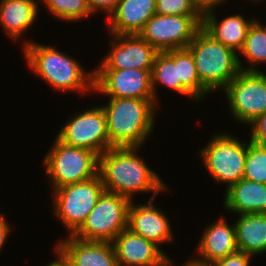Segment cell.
Listing matches in <instances>:
<instances>
[{
    "mask_svg": "<svg viewBox=\"0 0 266 266\" xmlns=\"http://www.w3.org/2000/svg\"><path fill=\"white\" fill-rule=\"evenodd\" d=\"M141 147H112L99 156L98 174L104 189L133 201L136 193H153L155 200L160 192L169 188L160 176L139 157Z\"/></svg>",
    "mask_w": 266,
    "mask_h": 266,
    "instance_id": "obj_1",
    "label": "cell"
},
{
    "mask_svg": "<svg viewBox=\"0 0 266 266\" xmlns=\"http://www.w3.org/2000/svg\"><path fill=\"white\" fill-rule=\"evenodd\" d=\"M22 52L28 68L58 92L86 94L94 90V70L86 71L79 59L60 52L53 46L33 40L23 43Z\"/></svg>",
    "mask_w": 266,
    "mask_h": 266,
    "instance_id": "obj_2",
    "label": "cell"
},
{
    "mask_svg": "<svg viewBox=\"0 0 266 266\" xmlns=\"http://www.w3.org/2000/svg\"><path fill=\"white\" fill-rule=\"evenodd\" d=\"M102 105L113 147H144L155 127V99L108 98Z\"/></svg>",
    "mask_w": 266,
    "mask_h": 266,
    "instance_id": "obj_3",
    "label": "cell"
},
{
    "mask_svg": "<svg viewBox=\"0 0 266 266\" xmlns=\"http://www.w3.org/2000/svg\"><path fill=\"white\" fill-rule=\"evenodd\" d=\"M200 82L212 93L223 90L240 72L239 55L216 41L202 27L187 47Z\"/></svg>",
    "mask_w": 266,
    "mask_h": 266,
    "instance_id": "obj_4",
    "label": "cell"
},
{
    "mask_svg": "<svg viewBox=\"0 0 266 266\" xmlns=\"http://www.w3.org/2000/svg\"><path fill=\"white\" fill-rule=\"evenodd\" d=\"M52 145L43 160L52 190L98 175L99 155L94 151L66 145L57 137Z\"/></svg>",
    "mask_w": 266,
    "mask_h": 266,
    "instance_id": "obj_5",
    "label": "cell"
},
{
    "mask_svg": "<svg viewBox=\"0 0 266 266\" xmlns=\"http://www.w3.org/2000/svg\"><path fill=\"white\" fill-rule=\"evenodd\" d=\"M198 153L212 179L225 183V190L243 179L247 142L239 140V137L217 132Z\"/></svg>",
    "mask_w": 266,
    "mask_h": 266,
    "instance_id": "obj_6",
    "label": "cell"
},
{
    "mask_svg": "<svg viewBox=\"0 0 266 266\" xmlns=\"http://www.w3.org/2000/svg\"><path fill=\"white\" fill-rule=\"evenodd\" d=\"M131 200L104 191L82 226L72 235L83 241L112 242L128 228V210Z\"/></svg>",
    "mask_w": 266,
    "mask_h": 266,
    "instance_id": "obj_7",
    "label": "cell"
},
{
    "mask_svg": "<svg viewBox=\"0 0 266 266\" xmlns=\"http://www.w3.org/2000/svg\"><path fill=\"white\" fill-rule=\"evenodd\" d=\"M104 191L99 174L89 180L54 189V215L67 228L68 236L82 226Z\"/></svg>",
    "mask_w": 266,
    "mask_h": 266,
    "instance_id": "obj_8",
    "label": "cell"
},
{
    "mask_svg": "<svg viewBox=\"0 0 266 266\" xmlns=\"http://www.w3.org/2000/svg\"><path fill=\"white\" fill-rule=\"evenodd\" d=\"M223 90L236 122L248 125L266 112V74L262 71L241 70Z\"/></svg>",
    "mask_w": 266,
    "mask_h": 266,
    "instance_id": "obj_9",
    "label": "cell"
},
{
    "mask_svg": "<svg viewBox=\"0 0 266 266\" xmlns=\"http://www.w3.org/2000/svg\"><path fill=\"white\" fill-rule=\"evenodd\" d=\"M203 15L155 14L138 35L158 52L187 48L202 27Z\"/></svg>",
    "mask_w": 266,
    "mask_h": 266,
    "instance_id": "obj_10",
    "label": "cell"
},
{
    "mask_svg": "<svg viewBox=\"0 0 266 266\" xmlns=\"http://www.w3.org/2000/svg\"><path fill=\"white\" fill-rule=\"evenodd\" d=\"M76 112L61 127L56 137L64 144L92 150L99 156L112 148L107 130V120L102 106Z\"/></svg>",
    "mask_w": 266,
    "mask_h": 266,
    "instance_id": "obj_11",
    "label": "cell"
},
{
    "mask_svg": "<svg viewBox=\"0 0 266 266\" xmlns=\"http://www.w3.org/2000/svg\"><path fill=\"white\" fill-rule=\"evenodd\" d=\"M94 91L111 98L155 99L151 72L135 68L94 70Z\"/></svg>",
    "mask_w": 266,
    "mask_h": 266,
    "instance_id": "obj_12",
    "label": "cell"
},
{
    "mask_svg": "<svg viewBox=\"0 0 266 266\" xmlns=\"http://www.w3.org/2000/svg\"><path fill=\"white\" fill-rule=\"evenodd\" d=\"M111 50L94 70L142 69L152 71L158 51L138 34L114 35Z\"/></svg>",
    "mask_w": 266,
    "mask_h": 266,
    "instance_id": "obj_13",
    "label": "cell"
},
{
    "mask_svg": "<svg viewBox=\"0 0 266 266\" xmlns=\"http://www.w3.org/2000/svg\"><path fill=\"white\" fill-rule=\"evenodd\" d=\"M152 201L154 200L139 205L131 202L128 210V229L161 247L163 243L172 242L175 234L172 233L165 212L154 206Z\"/></svg>",
    "mask_w": 266,
    "mask_h": 266,
    "instance_id": "obj_14",
    "label": "cell"
},
{
    "mask_svg": "<svg viewBox=\"0 0 266 266\" xmlns=\"http://www.w3.org/2000/svg\"><path fill=\"white\" fill-rule=\"evenodd\" d=\"M203 231L196 247L198 258L192 259L195 262L211 265L238 251L235 224L227 223L225 217L208 224Z\"/></svg>",
    "mask_w": 266,
    "mask_h": 266,
    "instance_id": "obj_15",
    "label": "cell"
},
{
    "mask_svg": "<svg viewBox=\"0 0 266 266\" xmlns=\"http://www.w3.org/2000/svg\"><path fill=\"white\" fill-rule=\"evenodd\" d=\"M57 242L55 248L71 266H118L111 242L83 241L72 235Z\"/></svg>",
    "mask_w": 266,
    "mask_h": 266,
    "instance_id": "obj_16",
    "label": "cell"
},
{
    "mask_svg": "<svg viewBox=\"0 0 266 266\" xmlns=\"http://www.w3.org/2000/svg\"><path fill=\"white\" fill-rule=\"evenodd\" d=\"M111 243L118 266H147L165 254L154 242L128 228L120 232Z\"/></svg>",
    "mask_w": 266,
    "mask_h": 266,
    "instance_id": "obj_17",
    "label": "cell"
},
{
    "mask_svg": "<svg viewBox=\"0 0 266 266\" xmlns=\"http://www.w3.org/2000/svg\"><path fill=\"white\" fill-rule=\"evenodd\" d=\"M156 0H119L109 15L110 34H138L146 22L156 14Z\"/></svg>",
    "mask_w": 266,
    "mask_h": 266,
    "instance_id": "obj_18",
    "label": "cell"
},
{
    "mask_svg": "<svg viewBox=\"0 0 266 266\" xmlns=\"http://www.w3.org/2000/svg\"><path fill=\"white\" fill-rule=\"evenodd\" d=\"M215 10L214 8L203 13L202 28L216 41L238 54L243 48L248 30L255 19L246 20L245 17L237 13L220 21Z\"/></svg>",
    "mask_w": 266,
    "mask_h": 266,
    "instance_id": "obj_19",
    "label": "cell"
},
{
    "mask_svg": "<svg viewBox=\"0 0 266 266\" xmlns=\"http://www.w3.org/2000/svg\"><path fill=\"white\" fill-rule=\"evenodd\" d=\"M224 193V208L233 214L266 213V184L241 179Z\"/></svg>",
    "mask_w": 266,
    "mask_h": 266,
    "instance_id": "obj_20",
    "label": "cell"
},
{
    "mask_svg": "<svg viewBox=\"0 0 266 266\" xmlns=\"http://www.w3.org/2000/svg\"><path fill=\"white\" fill-rule=\"evenodd\" d=\"M36 0H1L0 25L13 41L20 40L22 34L36 22L39 11Z\"/></svg>",
    "mask_w": 266,
    "mask_h": 266,
    "instance_id": "obj_21",
    "label": "cell"
},
{
    "mask_svg": "<svg viewBox=\"0 0 266 266\" xmlns=\"http://www.w3.org/2000/svg\"><path fill=\"white\" fill-rule=\"evenodd\" d=\"M237 216L234 224L238 251L252 256L266 253V213Z\"/></svg>",
    "mask_w": 266,
    "mask_h": 266,
    "instance_id": "obj_22",
    "label": "cell"
},
{
    "mask_svg": "<svg viewBox=\"0 0 266 266\" xmlns=\"http://www.w3.org/2000/svg\"><path fill=\"white\" fill-rule=\"evenodd\" d=\"M163 85L176 93L195 98L181 85L178 79V49L158 52L151 71V86L155 101L158 102L157 85Z\"/></svg>",
    "mask_w": 266,
    "mask_h": 266,
    "instance_id": "obj_23",
    "label": "cell"
},
{
    "mask_svg": "<svg viewBox=\"0 0 266 266\" xmlns=\"http://www.w3.org/2000/svg\"><path fill=\"white\" fill-rule=\"evenodd\" d=\"M256 19L250 26L240 56L247 61L248 67L244 66L239 58V66L243 71H260L259 63H266V27ZM249 61V62H248Z\"/></svg>",
    "mask_w": 266,
    "mask_h": 266,
    "instance_id": "obj_24",
    "label": "cell"
},
{
    "mask_svg": "<svg viewBox=\"0 0 266 266\" xmlns=\"http://www.w3.org/2000/svg\"><path fill=\"white\" fill-rule=\"evenodd\" d=\"M178 79L181 85L198 102L211 92L200 82L196 72L195 61L188 48L178 49ZM206 95V96H205Z\"/></svg>",
    "mask_w": 266,
    "mask_h": 266,
    "instance_id": "obj_25",
    "label": "cell"
},
{
    "mask_svg": "<svg viewBox=\"0 0 266 266\" xmlns=\"http://www.w3.org/2000/svg\"><path fill=\"white\" fill-rule=\"evenodd\" d=\"M45 8L56 18L67 23L92 15L86 0H41Z\"/></svg>",
    "mask_w": 266,
    "mask_h": 266,
    "instance_id": "obj_26",
    "label": "cell"
},
{
    "mask_svg": "<svg viewBox=\"0 0 266 266\" xmlns=\"http://www.w3.org/2000/svg\"><path fill=\"white\" fill-rule=\"evenodd\" d=\"M243 178L266 184V145L247 142Z\"/></svg>",
    "mask_w": 266,
    "mask_h": 266,
    "instance_id": "obj_27",
    "label": "cell"
},
{
    "mask_svg": "<svg viewBox=\"0 0 266 266\" xmlns=\"http://www.w3.org/2000/svg\"><path fill=\"white\" fill-rule=\"evenodd\" d=\"M156 14L203 15L191 0H156Z\"/></svg>",
    "mask_w": 266,
    "mask_h": 266,
    "instance_id": "obj_28",
    "label": "cell"
},
{
    "mask_svg": "<svg viewBox=\"0 0 266 266\" xmlns=\"http://www.w3.org/2000/svg\"><path fill=\"white\" fill-rule=\"evenodd\" d=\"M251 125L250 141L260 145H266V112L257 116L248 124Z\"/></svg>",
    "mask_w": 266,
    "mask_h": 266,
    "instance_id": "obj_29",
    "label": "cell"
},
{
    "mask_svg": "<svg viewBox=\"0 0 266 266\" xmlns=\"http://www.w3.org/2000/svg\"><path fill=\"white\" fill-rule=\"evenodd\" d=\"M253 256L241 251L229 254L227 257L215 261L210 266H250Z\"/></svg>",
    "mask_w": 266,
    "mask_h": 266,
    "instance_id": "obj_30",
    "label": "cell"
},
{
    "mask_svg": "<svg viewBox=\"0 0 266 266\" xmlns=\"http://www.w3.org/2000/svg\"><path fill=\"white\" fill-rule=\"evenodd\" d=\"M87 4L90 8L91 13L104 12L106 13V17L115 10L116 5L119 0H86ZM100 10V11H99Z\"/></svg>",
    "mask_w": 266,
    "mask_h": 266,
    "instance_id": "obj_31",
    "label": "cell"
},
{
    "mask_svg": "<svg viewBox=\"0 0 266 266\" xmlns=\"http://www.w3.org/2000/svg\"><path fill=\"white\" fill-rule=\"evenodd\" d=\"M197 9L203 14L211 9L219 7L220 4H226L227 0H191Z\"/></svg>",
    "mask_w": 266,
    "mask_h": 266,
    "instance_id": "obj_32",
    "label": "cell"
},
{
    "mask_svg": "<svg viewBox=\"0 0 266 266\" xmlns=\"http://www.w3.org/2000/svg\"><path fill=\"white\" fill-rule=\"evenodd\" d=\"M5 215L0 212V251L6 243L9 233H11V227H9V222H7Z\"/></svg>",
    "mask_w": 266,
    "mask_h": 266,
    "instance_id": "obj_33",
    "label": "cell"
},
{
    "mask_svg": "<svg viewBox=\"0 0 266 266\" xmlns=\"http://www.w3.org/2000/svg\"><path fill=\"white\" fill-rule=\"evenodd\" d=\"M54 252L57 254V259L50 262L48 266H71L69 261L63 256V254L58 249L55 248Z\"/></svg>",
    "mask_w": 266,
    "mask_h": 266,
    "instance_id": "obj_34",
    "label": "cell"
},
{
    "mask_svg": "<svg viewBox=\"0 0 266 266\" xmlns=\"http://www.w3.org/2000/svg\"><path fill=\"white\" fill-rule=\"evenodd\" d=\"M171 257H167L166 254H164L162 257H160L157 261L147 265V266H174L173 265V260H170Z\"/></svg>",
    "mask_w": 266,
    "mask_h": 266,
    "instance_id": "obj_35",
    "label": "cell"
},
{
    "mask_svg": "<svg viewBox=\"0 0 266 266\" xmlns=\"http://www.w3.org/2000/svg\"><path fill=\"white\" fill-rule=\"evenodd\" d=\"M182 266H210V265L201 264V263L195 262L194 260H192V258L191 259L189 258V260L185 261L182 264Z\"/></svg>",
    "mask_w": 266,
    "mask_h": 266,
    "instance_id": "obj_36",
    "label": "cell"
},
{
    "mask_svg": "<svg viewBox=\"0 0 266 266\" xmlns=\"http://www.w3.org/2000/svg\"><path fill=\"white\" fill-rule=\"evenodd\" d=\"M248 1V0H247ZM255 2V3H257V2H261V0H250V2ZM263 1H265V0H263Z\"/></svg>",
    "mask_w": 266,
    "mask_h": 266,
    "instance_id": "obj_37",
    "label": "cell"
}]
</instances>
